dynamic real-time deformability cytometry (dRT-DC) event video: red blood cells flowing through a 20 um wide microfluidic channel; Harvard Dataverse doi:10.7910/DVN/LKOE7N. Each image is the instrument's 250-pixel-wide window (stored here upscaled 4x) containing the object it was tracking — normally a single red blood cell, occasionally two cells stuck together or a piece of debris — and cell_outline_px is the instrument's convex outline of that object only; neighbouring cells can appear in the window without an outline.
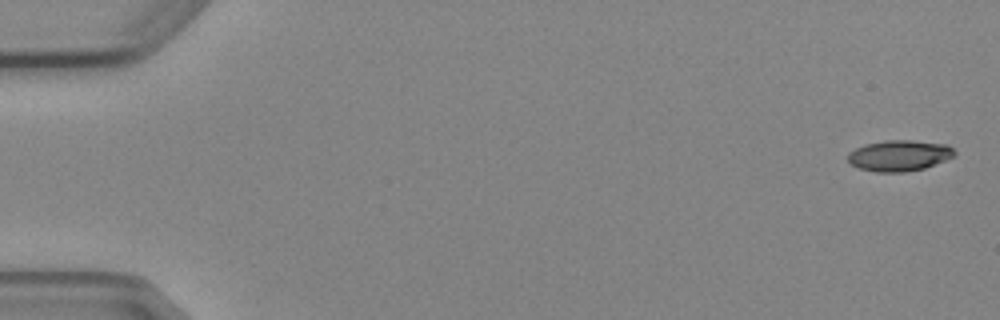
{"species": "Egyptian fruit bat (a non-hibernating species)", "species_latin": "Rousettus aegyptiacus", "temperature_condition": "cold", "stored_images_in_passage": 6, "camera_frame_rate_fps": 3000, "um_per_image_px": 0.085, "animal": {"sex": "female"}, "frame": {"image": 1, "passage_image": 1, "time_ms": 0.0, "image_size_px": [1000, 320], "cell_outline_px": [[956, 156], [924, 168], [904, 172], [876, 172], [860, 168], [852, 164], [848, 160], [848, 152], [864, 144], [884, 140], [912, 140], [948, 144], [956, 152]], "centroid_in_image_um": [76.46, 13.21], "position_along_channel_um": 8.5, "area_um2": 19.31}}
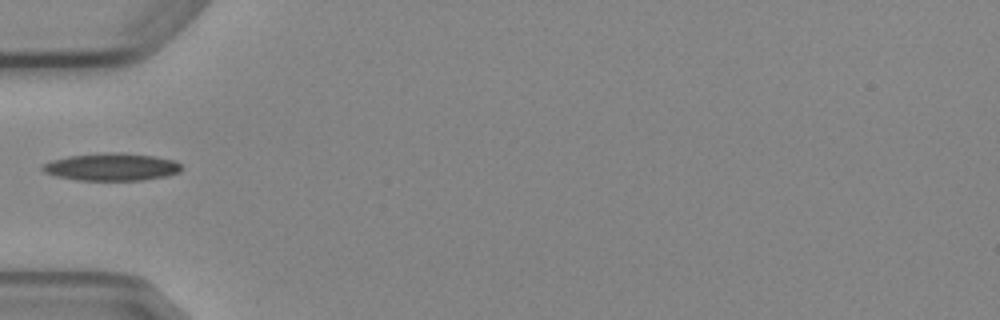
{"frame": {"image": 2, "passage_image": 5, "time_ms": 5.667, "image_size_px": [1000, 320], "cell_outline_px": [[184, 168], [180, 172], [168, 176], [140, 180], [76, 180], [56, 176], [44, 172], [40, 168], [44, 164], [52, 160], [68, 156], [104, 152], [120, 152], [156, 156], [176, 160]], "centroid_in_image_um": [9.53, 14.18], "position_along_channel_um": 75.5, "area_um2": 22.54}}
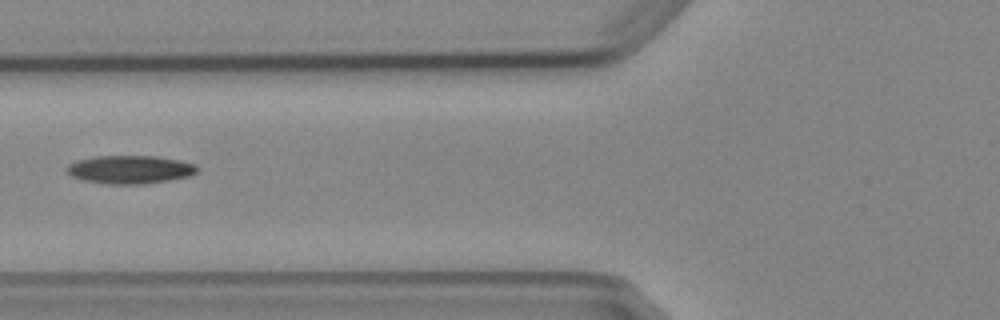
{"frame": {"image": 3, "passage_image": 6, "time_ms": 6.667, "image_size_px": [1000, 320], "cell_outline_px": [[200, 172], [192, 176], [144, 184], [108, 184], [84, 180], [72, 176], [64, 168], [68, 164], [76, 160], [96, 156], [156, 156], [180, 160], [196, 164], [200, 168]], "centroid_in_image_um": [11.11, 14.4], "position_along_channel_um": 114.7, "area_um2": 21.73}}